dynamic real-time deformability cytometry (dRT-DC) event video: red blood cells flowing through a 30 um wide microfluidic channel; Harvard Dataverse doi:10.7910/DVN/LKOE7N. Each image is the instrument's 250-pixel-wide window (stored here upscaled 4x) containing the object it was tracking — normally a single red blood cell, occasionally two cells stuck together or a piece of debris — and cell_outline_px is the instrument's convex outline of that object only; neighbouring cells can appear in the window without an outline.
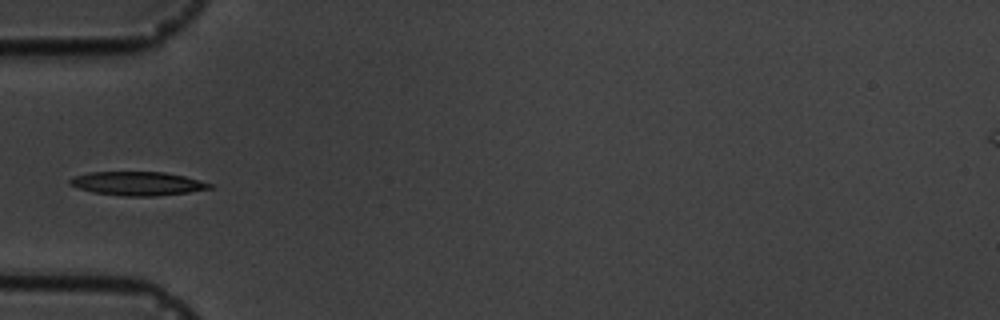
{"species": "common noctule bat (a hibernating species)", "species_latin": "Nyctalus noctula", "temperature_condition": "cold", "stored_images_in_passage": 14, "camera_frame_rate_fps": 3000, "um_per_image_px": 0.085, "animal": {"sex": "male", "body_mass_g": 19.5, "forearm_length_mm": 54.6}, "frame": {"image": 1, "passage_image": 3, "time_ms": 2.333, "image_size_px": [1000, 320], "cell_outline_px": [[216, 188], [188, 192], [156, 196], [124, 196], [92, 192], [68, 184], [68, 180], [72, 176], [88, 172], [164, 172], [184, 176], [200, 180], [212, 184]], "centroid_in_image_um": [11.69, 15.6], "position_along_channel_um": 73.3, "area_um2": 19.48}}
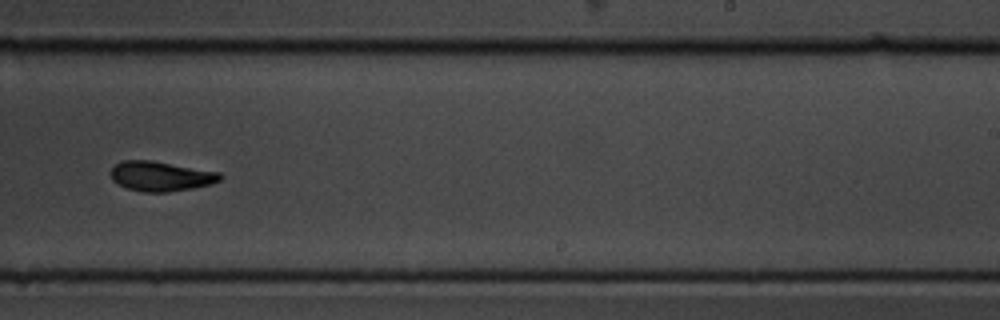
{"frame": {"image": 2, "passage_image": 8, "time_ms": 8.0, "image_size_px": [1000, 320], "cell_outline_px": [[224, 176], [220, 180], [212, 184], [192, 188], [168, 192], [144, 192], [128, 188], [112, 180], [108, 172], [116, 164], [124, 160], [152, 160], [220, 172]], "centroid_in_image_um": [13.68, 14.97], "position_along_channel_um": 275.3, "area_um2": 19.07}}
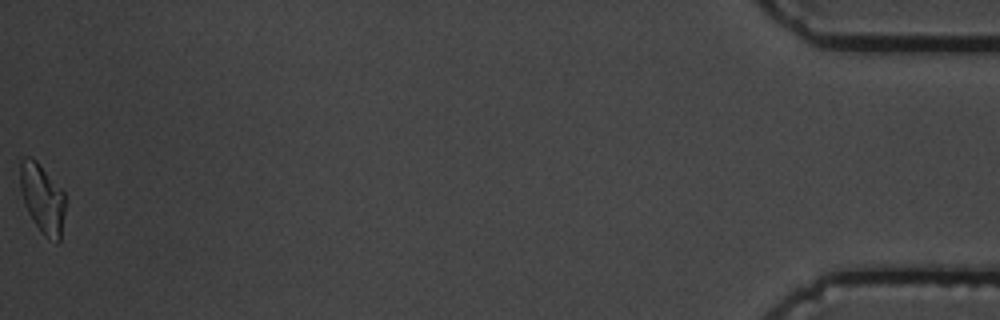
{"frame": {"image": 3, "passage_image": 14, "time_ms": 15.0, "image_size_px": [1000, 320], "cell_outline_px": [[68, 200], [60, 240], [56, 244], [48, 240], [40, 232], [28, 212], [24, 204], [20, 188], [20, 160], [24, 156], [28, 156], [36, 160], [64, 192]], "centroid_in_image_um": [3.64, 16.92], "position_along_channel_um": 431.6, "area_um2": 18.79}, "authors_computed_cell_mechanics": {"area_um2": 19.0162, "velocity_mm_per_s": 3.5771, "shape_relaxation_time_tau1_ms": 3.1347, "shape_relaxation_time_tau2_ms": 4.4686, "deformation_change_tau1": 0.1435, "deformation_change_tau2": 0.0978}}